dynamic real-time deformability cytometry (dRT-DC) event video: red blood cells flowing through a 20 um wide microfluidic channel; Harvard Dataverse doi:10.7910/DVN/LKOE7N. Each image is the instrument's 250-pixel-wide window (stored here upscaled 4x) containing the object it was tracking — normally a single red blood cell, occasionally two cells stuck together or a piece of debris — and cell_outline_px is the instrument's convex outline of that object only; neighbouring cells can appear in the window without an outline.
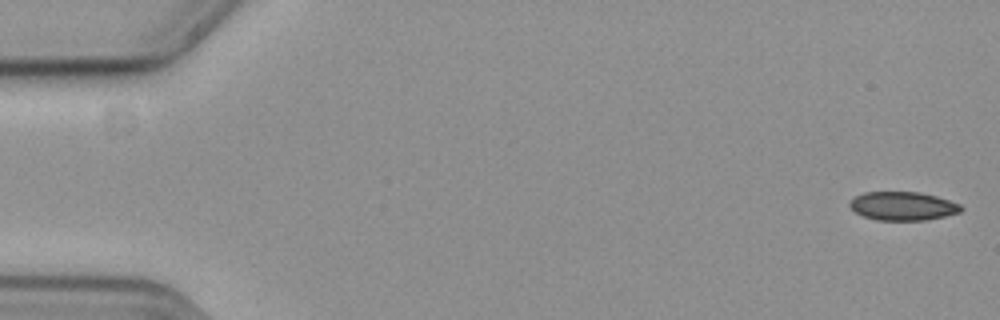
{"species": "common noctule bat (a hibernating species)", "species_latin": "Nyctalus noctula", "temperature_condition": "cold", "stored_images_in_passage": 57, "camera_frame_rate_fps": 3000, "um_per_image_px": 0.085, "animal": {"sex": "female", "body_mass_g": 19.3, "forearm_length_mm": 54.1}, "frame": {"image": 1, "passage_image": 1, "time_ms": 0.0, "image_size_px": [1000, 320], "cell_outline_px": [[964, 208], [960, 212], [944, 216], [924, 220], [876, 220], [864, 216], [856, 212], [848, 204], [856, 196], [864, 192], [920, 192], [936, 196], [960, 204]], "centroid_in_image_um": [76.75, 17.51], "position_along_channel_um": 8.2, "area_um2": 18.38}}
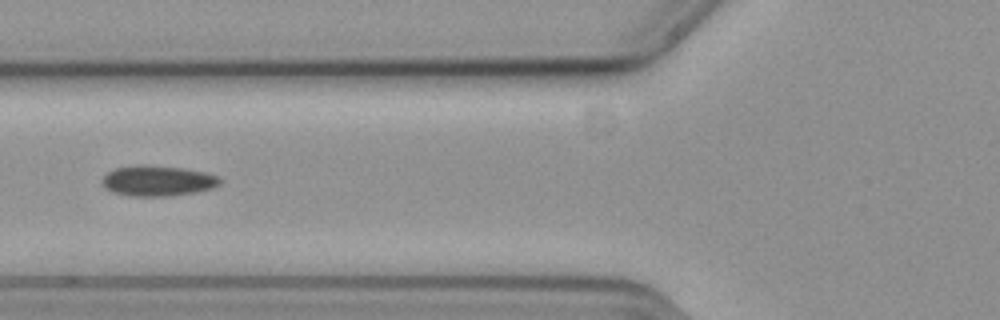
{"frame": {"image": 2, "passage_image": 22, "time_ms": 7.0, "image_size_px": [1000, 320], "cell_outline_px": [[220, 184], [212, 188], [196, 192], [172, 196], [128, 196], [112, 192], [104, 188], [104, 176], [108, 172], [116, 168], [136, 164], [148, 164], [180, 168], [204, 172], [216, 176], [220, 180]], "centroid_in_image_um": [13.38, 15.37], "position_along_channel_um": 112.4, "area_um2": 20.92}}
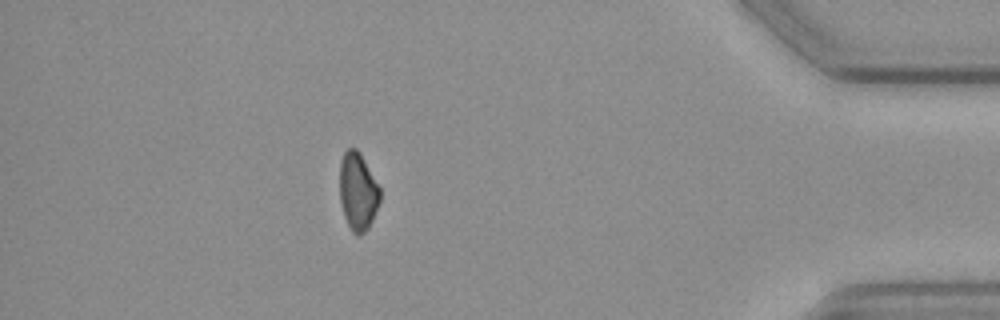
{"frame": {"image": 3, "passage_image": 50, "time_ms": 16.333, "image_size_px": [1000, 320], "cell_outline_px": [[380, 200], [372, 220], [368, 228], [364, 232], [356, 236], [352, 232], [344, 216], [340, 200], [340, 160], [344, 152], [348, 148], [356, 148], [360, 152], [380, 188]], "centroid_in_image_um": [30.41, 16.27], "position_along_channel_um": 404.8, "area_um2": 18.21}, "authors_computed_cell_mechanics": {"area_um2": 19.8254, "velocity_mm_per_s": 3.6663, "shape_relaxation_time_tau1_ms": 8.5389, "shape_relaxation_time_tau2_ms": null, "deformation_change_tau1": 0.0974, "deformation_change_tau2": null}}